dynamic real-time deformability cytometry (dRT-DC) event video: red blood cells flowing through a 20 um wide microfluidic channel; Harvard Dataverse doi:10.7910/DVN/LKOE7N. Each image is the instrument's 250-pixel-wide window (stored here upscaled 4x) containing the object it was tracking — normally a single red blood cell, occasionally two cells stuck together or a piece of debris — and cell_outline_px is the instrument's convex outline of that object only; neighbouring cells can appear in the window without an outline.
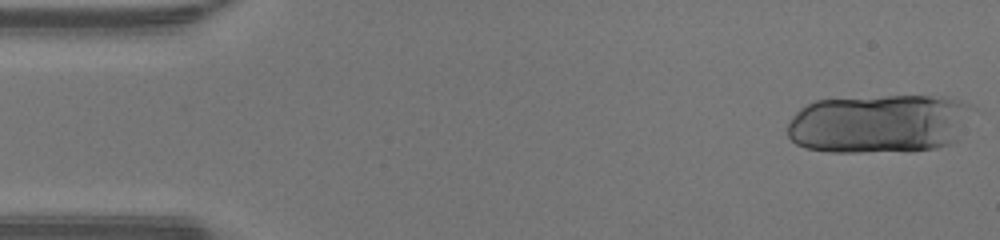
{"species": "human", "species_latin": "Homo sapiens", "temperature_condition": "warm", "stored_images_in_passage": 15, "camera_frame_rate_fps": 3000, "um_per_image_px": 0.085, "donor": {"sex": "male"}, "frame": {"image": 1, "passage_image": 1, "time_ms": 0.0, "image_size_px": [1000, 240], "cell_outline_px": [[976, 108], [960, 140], [952, 144], [936, 148], [860, 152], [832, 152], [804, 148], [796, 144], [788, 136], [788, 124], [792, 116], [800, 108], [816, 100], [884, 96], [944, 96], [960, 100], [972, 104]], "centroid_in_image_um": [74.82, 10.5], "position_along_channel_um": 10.2, "area_um2": 64.45}}